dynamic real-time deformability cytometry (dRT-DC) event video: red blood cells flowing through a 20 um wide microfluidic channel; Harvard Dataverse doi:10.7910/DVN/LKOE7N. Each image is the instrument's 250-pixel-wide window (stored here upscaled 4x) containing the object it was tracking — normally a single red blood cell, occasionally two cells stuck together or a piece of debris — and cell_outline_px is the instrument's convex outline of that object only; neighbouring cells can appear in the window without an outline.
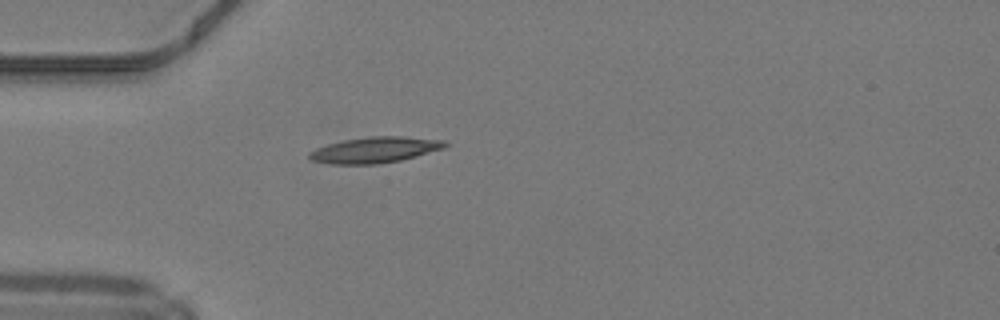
{"species": "common noctule bat (a hibernating species)", "species_latin": "Nyctalus noctula", "temperature_condition": "warm", "stored_images_in_passage": 28, "camera_frame_rate_fps": 3000, "um_per_image_px": 0.085, "animal": {"sex": "male", "body_mass_g": 19.2, "forearm_length_mm": 51.8}, "frame": {"image": 1, "passage_image": 1, "time_ms": 0.0, "image_size_px": [1000, 320], "cell_outline_px": [[448, 144], [444, 148], [416, 156], [400, 160], [376, 164], [332, 164], [312, 160], [308, 156], [308, 152], [316, 148], [328, 144], [344, 140], [368, 136], [404, 136], [444, 140]], "centroid_in_image_um": [31.86, 12.73], "position_along_channel_um": 53.1, "area_um2": 20.4}}
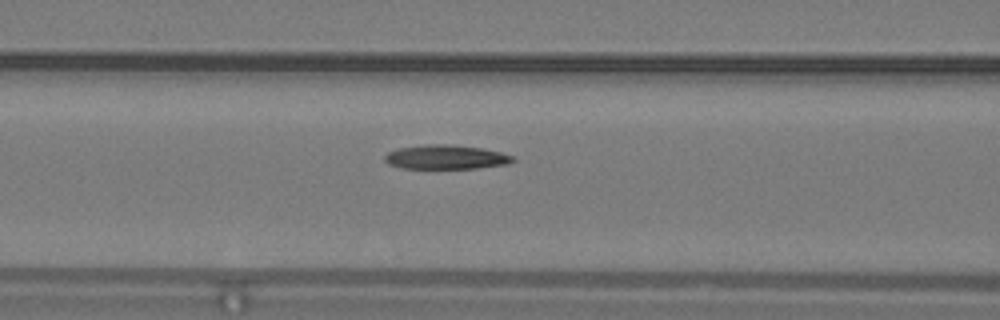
{"frame": {"image": 2, "passage_image": 7, "time_ms": 2.0, "image_size_px": [1000, 320], "cell_outline_px": [[516, 160], [508, 164], [476, 168], [404, 168], [388, 164], [384, 160], [384, 156], [388, 152], [400, 148], [424, 144], [448, 144], [480, 148], [500, 152], [512, 156]], "centroid_in_image_um": [37.89, 13.35], "position_along_channel_um": 128.7, "area_um2": 17.92}}
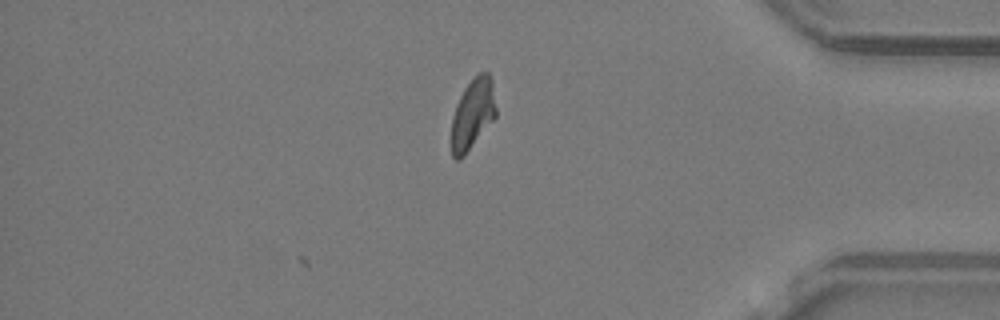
{"frame": {"image": 3, "passage_image": 28, "time_ms": 9.0, "image_size_px": [1000, 320], "cell_outline_px": [[496, 116], [464, 156], [460, 160], [456, 160], [452, 156], [452, 116], [456, 104], [464, 88], [480, 72], [488, 72], [492, 80], [496, 108]], "centroid_in_image_um": [40.17, 9.69], "position_along_channel_um": 395.0, "area_um2": 18.15}, "authors_computed_cell_mechanics": {"area_um2": 18.1781, "velocity_mm_per_s": 4.23, "shape_relaxation_time_tau1_ms": null, "shape_relaxation_time_tau2_ms": 5.3781, "deformation_change_tau1": null, "deformation_change_tau2": 0.1063}}